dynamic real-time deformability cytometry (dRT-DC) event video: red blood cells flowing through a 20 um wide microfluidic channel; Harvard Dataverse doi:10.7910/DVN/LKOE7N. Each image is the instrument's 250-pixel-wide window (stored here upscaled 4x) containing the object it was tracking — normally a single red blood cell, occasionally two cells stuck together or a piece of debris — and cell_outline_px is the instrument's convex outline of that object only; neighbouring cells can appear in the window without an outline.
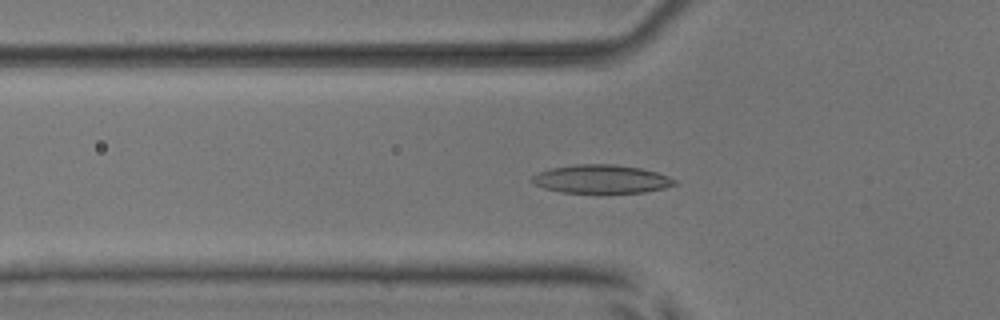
{"species": "common noctule bat (a hibernating species)", "species_latin": "Nyctalus noctula", "temperature_condition": "room temperature", "stored_images_in_passage": 44, "camera_frame_rate_fps": 3000, "um_per_image_px": 0.085, "animal": {"sex": "male", "body_mass_g": 17.9, "forearm_length_mm": 54.2}, "frame": {"image": 1, "passage_image": 10, "time_ms": 3.0, "image_size_px": [1000, 320], "cell_outline_px": [[676, 184], [664, 188], [644, 192], [560, 192], [544, 188], [528, 180], [532, 176], [540, 172], [552, 168], [572, 164], [616, 164], [640, 168], [656, 172], [668, 176], [676, 180]], "centroid_in_image_um": [51.1, 15.21], "position_along_channel_um": 74.7, "area_um2": 23.47}}
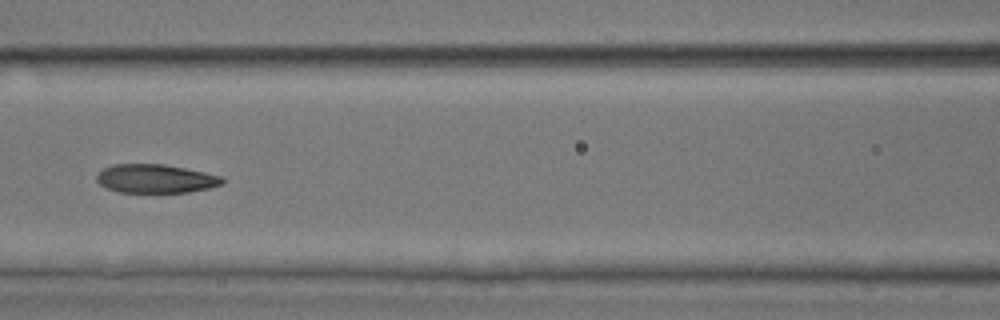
{"frame": {"image": 2, "passage_image": 16, "time_ms": 5.0, "image_size_px": [1000, 320], "cell_outline_px": [[224, 184], [208, 188], [188, 192], [120, 192], [108, 188], [100, 184], [96, 180], [96, 176], [104, 168], [112, 164], [164, 164], [224, 176]], "centroid_in_image_um": [13.25, 15.18], "position_along_channel_um": 153.3, "area_um2": 20.92}}
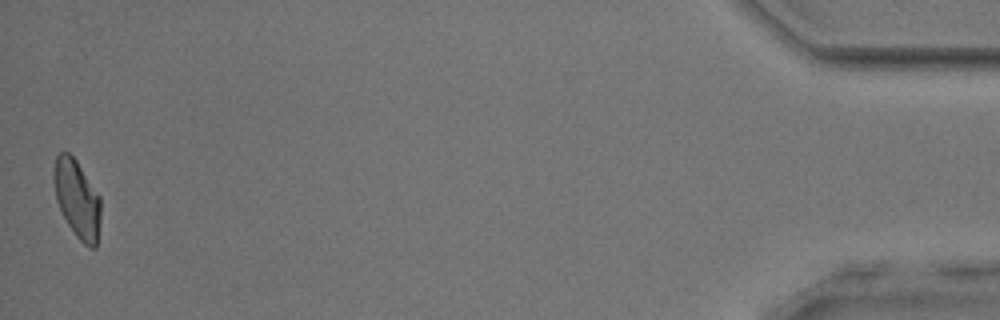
{"frame": {"image": 3, "passage_image": 44, "time_ms": 14.333, "image_size_px": [1000, 320], "cell_outline_px": [[100, 220], [96, 248], [92, 248], [84, 244], [76, 236], [68, 224], [56, 200], [52, 176], [52, 172], [56, 156], [60, 152], [68, 152], [76, 160], [100, 196]], "centroid_in_image_um": [6.54, 16.89], "position_along_channel_um": 428.7, "area_um2": 21.27}, "authors_computed_cell_mechanics": {"area_um2": 21.9351, "velocity_mm_per_s": 3.9207, "shape_relaxation_time_tau1_ms": 6.915, "shape_relaxation_time_tau2_ms": 5.2886, "deformation_change_tau1": 0.18, "deformation_change_tau2": 0.0828}}